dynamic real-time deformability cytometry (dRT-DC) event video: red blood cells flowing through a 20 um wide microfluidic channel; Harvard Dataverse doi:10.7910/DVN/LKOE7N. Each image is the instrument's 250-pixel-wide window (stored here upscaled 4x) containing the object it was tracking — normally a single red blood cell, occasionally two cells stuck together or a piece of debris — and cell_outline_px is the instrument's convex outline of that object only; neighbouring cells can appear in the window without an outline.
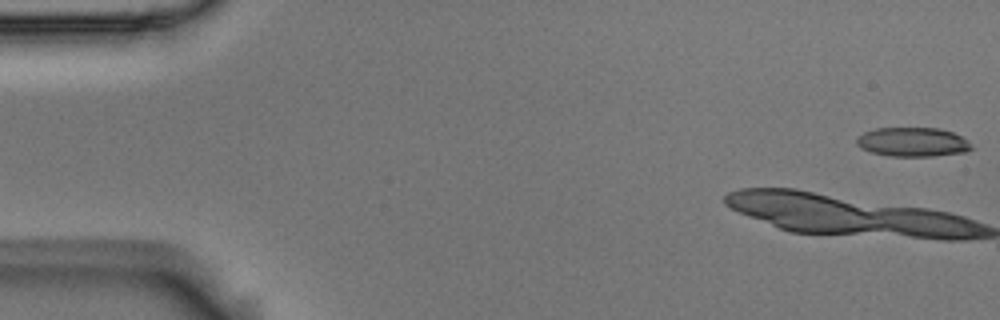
{"species": "Egyptian fruit bat (a non-hibernating species)", "species_latin": "Rousettus aegyptiacus", "temperature_condition": "room temperature", "stored_images_in_passage": 8, "camera_frame_rate_fps": 3000, "um_per_image_px": 0.085, "animal": {"sex": "male"}, "frame": {"image": 1, "passage_image": 1, "time_ms": 0.0, "image_size_px": [1000, 320], "cell_outline_px": [[972, 148], [968, 152], [932, 156], [888, 156], [872, 152], [860, 148], [856, 144], [856, 136], [864, 132], [876, 128], [940, 128], [952, 132], [968, 140]], "centroid_in_image_um": [77.56, 12.07], "position_along_channel_um": 7.4, "area_um2": 19.65}}